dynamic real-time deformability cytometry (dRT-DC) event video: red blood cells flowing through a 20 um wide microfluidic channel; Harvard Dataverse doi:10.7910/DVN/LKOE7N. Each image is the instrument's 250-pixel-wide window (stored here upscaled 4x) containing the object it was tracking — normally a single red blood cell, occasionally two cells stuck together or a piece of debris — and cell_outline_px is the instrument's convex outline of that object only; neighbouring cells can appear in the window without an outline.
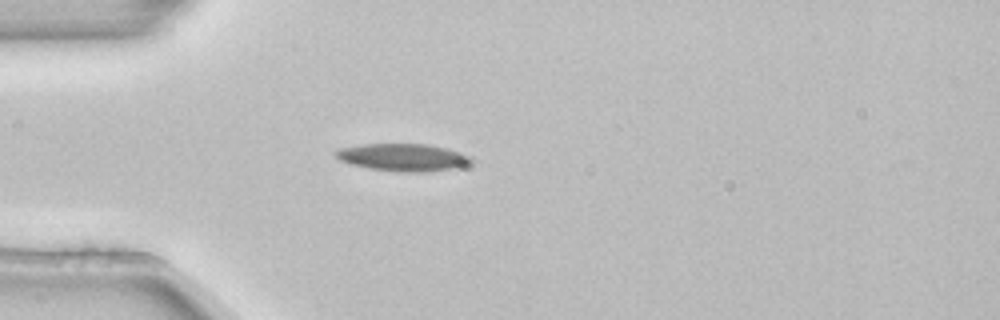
{"species": "common noctule bat (a hibernating species)", "species_latin": "Nyctalus noctula", "temperature_condition": "room temperature", "stored_images_in_passage": 2, "camera_frame_rate_fps": 3000, "um_per_image_px": 0.085, "animal": {"sex": "female", "body_mass_g": 22.7, "forearm_length_mm": 54.2}, "frame": {"image": 1, "passage_image": 2, "time_ms": 0.333, "image_size_px": [1000, 320], "cell_outline_px": [[476, 160], [472, 164], [456, 168], [424, 172], [400, 172], [372, 168], [352, 164], [340, 160], [332, 152], [340, 148], [364, 144], [428, 144], [460, 152], [472, 156]], "centroid_in_image_um": [34.33, 13.37], "position_along_channel_um": 50.7, "area_um2": 21.73}}